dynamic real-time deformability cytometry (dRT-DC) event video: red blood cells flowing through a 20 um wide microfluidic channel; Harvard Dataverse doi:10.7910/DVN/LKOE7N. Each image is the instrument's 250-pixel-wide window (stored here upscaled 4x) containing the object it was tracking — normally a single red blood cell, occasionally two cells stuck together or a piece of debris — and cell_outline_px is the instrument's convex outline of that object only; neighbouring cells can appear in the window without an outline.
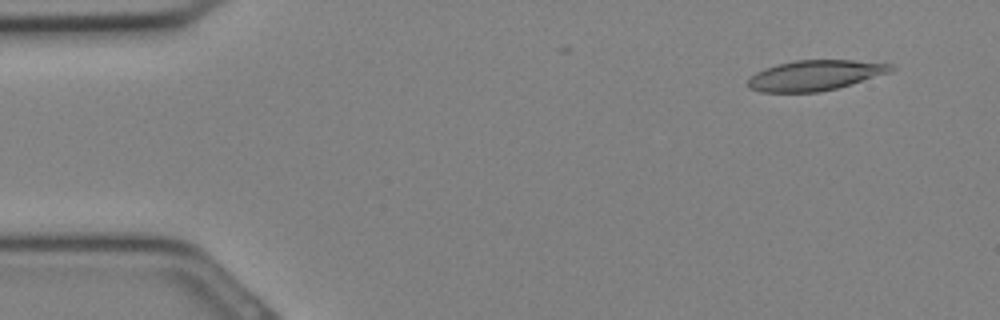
{"species": "Egyptian fruit bat (a non-hibernating species)", "species_latin": "Rousettus aegyptiacus", "temperature_condition": "cold", "stored_images_in_passage": 23, "camera_frame_rate_fps": 3000, "um_per_image_px": 0.085, "animal": {"sex": "female"}, "frame": {"image": 1, "passage_image": 3, "time_ms": 0.667, "image_size_px": [1000, 320], "cell_outline_px": [[896, 68], [888, 72], [836, 88], [820, 92], [760, 92], [748, 88], [748, 80], [756, 72], [764, 68], [776, 64], [796, 60], [852, 60], [892, 64]], "centroid_in_image_um": [69.22, 6.4], "position_along_channel_um": 15.8, "area_um2": 24.97}}
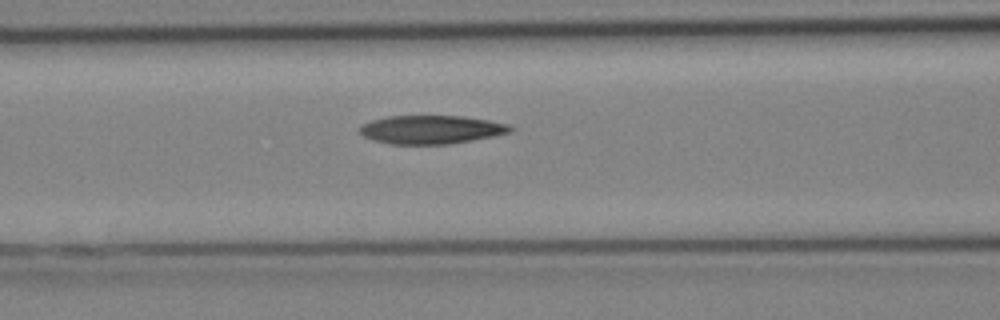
{"frame": {"image": 2, "passage_image": 13, "time_ms": 4.0, "image_size_px": [1000, 320], "cell_outline_px": [[516, 128], [512, 132], [472, 140], [448, 144], [392, 144], [372, 140], [364, 136], [360, 132], [360, 124], [372, 120], [388, 116], [460, 116], [488, 120], [508, 124]], "centroid_in_image_um": [36.65, 11.01], "position_along_channel_um": 129.9, "area_um2": 24.97}}
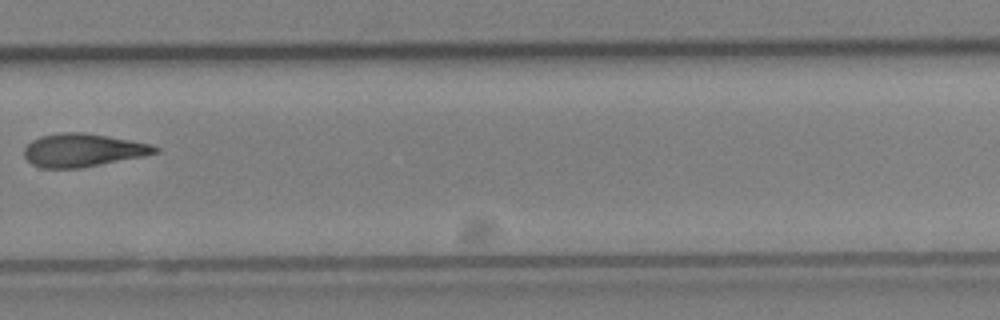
{"frame": {"image": 3, "passage_image": 22, "time_ms": 7.0, "image_size_px": [1000, 320], "cell_outline_px": [[160, 152], [144, 156], [80, 168], [40, 168], [32, 164], [24, 156], [24, 148], [32, 140], [40, 136], [60, 132], [84, 132], [108, 136], [152, 144], [160, 148]], "centroid_in_image_um": [7.05, 12.76], "position_along_channel_um": 322.7, "area_um2": 25.37}}